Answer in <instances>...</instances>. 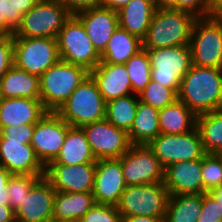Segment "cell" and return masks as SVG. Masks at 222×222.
<instances>
[{"label":"cell","mask_w":222,"mask_h":222,"mask_svg":"<svg viewBox=\"0 0 222 222\" xmlns=\"http://www.w3.org/2000/svg\"><path fill=\"white\" fill-rule=\"evenodd\" d=\"M178 100L196 115L222 109V68L192 65L181 80Z\"/></svg>","instance_id":"cell-1"},{"label":"cell","mask_w":222,"mask_h":222,"mask_svg":"<svg viewBox=\"0 0 222 222\" xmlns=\"http://www.w3.org/2000/svg\"><path fill=\"white\" fill-rule=\"evenodd\" d=\"M197 17L179 9H156L142 48L157 49L189 45Z\"/></svg>","instance_id":"cell-2"},{"label":"cell","mask_w":222,"mask_h":222,"mask_svg":"<svg viewBox=\"0 0 222 222\" xmlns=\"http://www.w3.org/2000/svg\"><path fill=\"white\" fill-rule=\"evenodd\" d=\"M88 75L85 68L62 60L52 65L39 77L40 100L45 110L56 113Z\"/></svg>","instance_id":"cell-3"},{"label":"cell","mask_w":222,"mask_h":222,"mask_svg":"<svg viewBox=\"0 0 222 222\" xmlns=\"http://www.w3.org/2000/svg\"><path fill=\"white\" fill-rule=\"evenodd\" d=\"M105 111L106 102L88 75L56 113L71 127H82L104 120Z\"/></svg>","instance_id":"cell-4"},{"label":"cell","mask_w":222,"mask_h":222,"mask_svg":"<svg viewBox=\"0 0 222 222\" xmlns=\"http://www.w3.org/2000/svg\"><path fill=\"white\" fill-rule=\"evenodd\" d=\"M57 43L62 61L81 66L88 72L101 62L84 25L75 15H71L64 23L57 36Z\"/></svg>","instance_id":"cell-5"},{"label":"cell","mask_w":222,"mask_h":222,"mask_svg":"<svg viewBox=\"0 0 222 222\" xmlns=\"http://www.w3.org/2000/svg\"><path fill=\"white\" fill-rule=\"evenodd\" d=\"M170 194L159 183L127 186L116 205L121 216L165 217Z\"/></svg>","instance_id":"cell-6"},{"label":"cell","mask_w":222,"mask_h":222,"mask_svg":"<svg viewBox=\"0 0 222 222\" xmlns=\"http://www.w3.org/2000/svg\"><path fill=\"white\" fill-rule=\"evenodd\" d=\"M71 15L59 0H39L23 15L13 37L57 38Z\"/></svg>","instance_id":"cell-7"},{"label":"cell","mask_w":222,"mask_h":222,"mask_svg":"<svg viewBox=\"0 0 222 222\" xmlns=\"http://www.w3.org/2000/svg\"><path fill=\"white\" fill-rule=\"evenodd\" d=\"M189 47L192 64L222 68V19L213 16L197 18Z\"/></svg>","instance_id":"cell-8"},{"label":"cell","mask_w":222,"mask_h":222,"mask_svg":"<svg viewBox=\"0 0 222 222\" xmlns=\"http://www.w3.org/2000/svg\"><path fill=\"white\" fill-rule=\"evenodd\" d=\"M151 65V80L172 88L177 94L181 80L192 64L189 45L146 49Z\"/></svg>","instance_id":"cell-9"},{"label":"cell","mask_w":222,"mask_h":222,"mask_svg":"<svg viewBox=\"0 0 222 222\" xmlns=\"http://www.w3.org/2000/svg\"><path fill=\"white\" fill-rule=\"evenodd\" d=\"M14 65L40 77L60 60L57 38L13 37Z\"/></svg>","instance_id":"cell-10"},{"label":"cell","mask_w":222,"mask_h":222,"mask_svg":"<svg viewBox=\"0 0 222 222\" xmlns=\"http://www.w3.org/2000/svg\"><path fill=\"white\" fill-rule=\"evenodd\" d=\"M148 146L164 169L171 164L200 159L206 155L197 127L185 134L160 133Z\"/></svg>","instance_id":"cell-11"},{"label":"cell","mask_w":222,"mask_h":222,"mask_svg":"<svg viewBox=\"0 0 222 222\" xmlns=\"http://www.w3.org/2000/svg\"><path fill=\"white\" fill-rule=\"evenodd\" d=\"M127 186L164 181V168L153 150L146 144H132L120 158Z\"/></svg>","instance_id":"cell-12"},{"label":"cell","mask_w":222,"mask_h":222,"mask_svg":"<svg viewBox=\"0 0 222 222\" xmlns=\"http://www.w3.org/2000/svg\"><path fill=\"white\" fill-rule=\"evenodd\" d=\"M96 160L118 159L132 145L128 132L115 127L106 119L81 127Z\"/></svg>","instance_id":"cell-13"},{"label":"cell","mask_w":222,"mask_h":222,"mask_svg":"<svg viewBox=\"0 0 222 222\" xmlns=\"http://www.w3.org/2000/svg\"><path fill=\"white\" fill-rule=\"evenodd\" d=\"M70 127L55 112H47L35 124L30 145L45 167L56 159Z\"/></svg>","instance_id":"cell-14"},{"label":"cell","mask_w":222,"mask_h":222,"mask_svg":"<svg viewBox=\"0 0 222 222\" xmlns=\"http://www.w3.org/2000/svg\"><path fill=\"white\" fill-rule=\"evenodd\" d=\"M96 162L79 165L48 164L44 177L55 191L92 192Z\"/></svg>","instance_id":"cell-15"},{"label":"cell","mask_w":222,"mask_h":222,"mask_svg":"<svg viewBox=\"0 0 222 222\" xmlns=\"http://www.w3.org/2000/svg\"><path fill=\"white\" fill-rule=\"evenodd\" d=\"M126 187L119 159L96 160L92 194L97 204L116 206Z\"/></svg>","instance_id":"cell-16"},{"label":"cell","mask_w":222,"mask_h":222,"mask_svg":"<svg viewBox=\"0 0 222 222\" xmlns=\"http://www.w3.org/2000/svg\"><path fill=\"white\" fill-rule=\"evenodd\" d=\"M55 193L50 182L41 177L15 211L16 222H51Z\"/></svg>","instance_id":"cell-17"},{"label":"cell","mask_w":222,"mask_h":222,"mask_svg":"<svg viewBox=\"0 0 222 222\" xmlns=\"http://www.w3.org/2000/svg\"><path fill=\"white\" fill-rule=\"evenodd\" d=\"M0 164L11 174L44 175L45 166L30 144L10 141L0 134Z\"/></svg>","instance_id":"cell-18"},{"label":"cell","mask_w":222,"mask_h":222,"mask_svg":"<svg viewBox=\"0 0 222 222\" xmlns=\"http://www.w3.org/2000/svg\"><path fill=\"white\" fill-rule=\"evenodd\" d=\"M202 158L181 161L164 170V185L170 195L204 194Z\"/></svg>","instance_id":"cell-19"},{"label":"cell","mask_w":222,"mask_h":222,"mask_svg":"<svg viewBox=\"0 0 222 222\" xmlns=\"http://www.w3.org/2000/svg\"><path fill=\"white\" fill-rule=\"evenodd\" d=\"M82 22L93 47L101 55L114 30L119 25L118 12L109 8L94 7L75 14Z\"/></svg>","instance_id":"cell-20"},{"label":"cell","mask_w":222,"mask_h":222,"mask_svg":"<svg viewBox=\"0 0 222 222\" xmlns=\"http://www.w3.org/2000/svg\"><path fill=\"white\" fill-rule=\"evenodd\" d=\"M89 75L95 81L105 102L133 94L125 64L100 62Z\"/></svg>","instance_id":"cell-21"},{"label":"cell","mask_w":222,"mask_h":222,"mask_svg":"<svg viewBox=\"0 0 222 222\" xmlns=\"http://www.w3.org/2000/svg\"><path fill=\"white\" fill-rule=\"evenodd\" d=\"M46 113L40 98H0V131L10 125L36 124Z\"/></svg>","instance_id":"cell-22"},{"label":"cell","mask_w":222,"mask_h":222,"mask_svg":"<svg viewBox=\"0 0 222 222\" xmlns=\"http://www.w3.org/2000/svg\"><path fill=\"white\" fill-rule=\"evenodd\" d=\"M155 11L153 0H130L118 11L119 26L143 40Z\"/></svg>","instance_id":"cell-23"},{"label":"cell","mask_w":222,"mask_h":222,"mask_svg":"<svg viewBox=\"0 0 222 222\" xmlns=\"http://www.w3.org/2000/svg\"><path fill=\"white\" fill-rule=\"evenodd\" d=\"M40 98L39 77L13 65L0 79V98Z\"/></svg>","instance_id":"cell-24"},{"label":"cell","mask_w":222,"mask_h":222,"mask_svg":"<svg viewBox=\"0 0 222 222\" xmlns=\"http://www.w3.org/2000/svg\"><path fill=\"white\" fill-rule=\"evenodd\" d=\"M93 162H96V159L92 154L83 129L70 127L59 154L50 164L79 165Z\"/></svg>","instance_id":"cell-25"},{"label":"cell","mask_w":222,"mask_h":222,"mask_svg":"<svg viewBox=\"0 0 222 222\" xmlns=\"http://www.w3.org/2000/svg\"><path fill=\"white\" fill-rule=\"evenodd\" d=\"M158 122L161 134H185L196 128L197 115L177 99L159 110Z\"/></svg>","instance_id":"cell-26"},{"label":"cell","mask_w":222,"mask_h":222,"mask_svg":"<svg viewBox=\"0 0 222 222\" xmlns=\"http://www.w3.org/2000/svg\"><path fill=\"white\" fill-rule=\"evenodd\" d=\"M95 204L92 192L56 191L53 220H80Z\"/></svg>","instance_id":"cell-27"},{"label":"cell","mask_w":222,"mask_h":222,"mask_svg":"<svg viewBox=\"0 0 222 222\" xmlns=\"http://www.w3.org/2000/svg\"><path fill=\"white\" fill-rule=\"evenodd\" d=\"M141 49L142 40L118 25L109 39L107 47L100 55V59L104 63L125 64Z\"/></svg>","instance_id":"cell-28"},{"label":"cell","mask_w":222,"mask_h":222,"mask_svg":"<svg viewBox=\"0 0 222 222\" xmlns=\"http://www.w3.org/2000/svg\"><path fill=\"white\" fill-rule=\"evenodd\" d=\"M159 110L139 101L136 116L128 136L131 144L148 145L160 133Z\"/></svg>","instance_id":"cell-29"},{"label":"cell","mask_w":222,"mask_h":222,"mask_svg":"<svg viewBox=\"0 0 222 222\" xmlns=\"http://www.w3.org/2000/svg\"><path fill=\"white\" fill-rule=\"evenodd\" d=\"M202 208V194L170 195L164 222H197Z\"/></svg>","instance_id":"cell-30"},{"label":"cell","mask_w":222,"mask_h":222,"mask_svg":"<svg viewBox=\"0 0 222 222\" xmlns=\"http://www.w3.org/2000/svg\"><path fill=\"white\" fill-rule=\"evenodd\" d=\"M196 127L206 154H222V109L197 115Z\"/></svg>","instance_id":"cell-31"},{"label":"cell","mask_w":222,"mask_h":222,"mask_svg":"<svg viewBox=\"0 0 222 222\" xmlns=\"http://www.w3.org/2000/svg\"><path fill=\"white\" fill-rule=\"evenodd\" d=\"M139 97L130 94L106 102L105 119L115 127L129 131L136 116Z\"/></svg>","instance_id":"cell-32"},{"label":"cell","mask_w":222,"mask_h":222,"mask_svg":"<svg viewBox=\"0 0 222 222\" xmlns=\"http://www.w3.org/2000/svg\"><path fill=\"white\" fill-rule=\"evenodd\" d=\"M133 94L138 95L151 81V65L148 52L142 48L125 63Z\"/></svg>","instance_id":"cell-33"},{"label":"cell","mask_w":222,"mask_h":222,"mask_svg":"<svg viewBox=\"0 0 222 222\" xmlns=\"http://www.w3.org/2000/svg\"><path fill=\"white\" fill-rule=\"evenodd\" d=\"M139 101L161 110L173 104L178 99V94L169 87L151 80L143 91L138 94Z\"/></svg>","instance_id":"cell-34"},{"label":"cell","mask_w":222,"mask_h":222,"mask_svg":"<svg viewBox=\"0 0 222 222\" xmlns=\"http://www.w3.org/2000/svg\"><path fill=\"white\" fill-rule=\"evenodd\" d=\"M44 175L11 174L8 179V198L10 207L16 211L22 204L32 186Z\"/></svg>","instance_id":"cell-35"},{"label":"cell","mask_w":222,"mask_h":222,"mask_svg":"<svg viewBox=\"0 0 222 222\" xmlns=\"http://www.w3.org/2000/svg\"><path fill=\"white\" fill-rule=\"evenodd\" d=\"M201 175L205 193L222 185V154H206L202 158Z\"/></svg>","instance_id":"cell-36"},{"label":"cell","mask_w":222,"mask_h":222,"mask_svg":"<svg viewBox=\"0 0 222 222\" xmlns=\"http://www.w3.org/2000/svg\"><path fill=\"white\" fill-rule=\"evenodd\" d=\"M21 22L13 0H0V35L13 36Z\"/></svg>","instance_id":"cell-37"},{"label":"cell","mask_w":222,"mask_h":222,"mask_svg":"<svg viewBox=\"0 0 222 222\" xmlns=\"http://www.w3.org/2000/svg\"><path fill=\"white\" fill-rule=\"evenodd\" d=\"M122 216L114 205L95 204L80 222H121Z\"/></svg>","instance_id":"cell-38"},{"label":"cell","mask_w":222,"mask_h":222,"mask_svg":"<svg viewBox=\"0 0 222 222\" xmlns=\"http://www.w3.org/2000/svg\"><path fill=\"white\" fill-rule=\"evenodd\" d=\"M197 222H222V206L208 192L202 194V208Z\"/></svg>","instance_id":"cell-39"},{"label":"cell","mask_w":222,"mask_h":222,"mask_svg":"<svg viewBox=\"0 0 222 222\" xmlns=\"http://www.w3.org/2000/svg\"><path fill=\"white\" fill-rule=\"evenodd\" d=\"M13 53V36L0 35V79L14 65Z\"/></svg>","instance_id":"cell-40"},{"label":"cell","mask_w":222,"mask_h":222,"mask_svg":"<svg viewBox=\"0 0 222 222\" xmlns=\"http://www.w3.org/2000/svg\"><path fill=\"white\" fill-rule=\"evenodd\" d=\"M35 124L10 125L4 127L0 134L10 141H23L25 144H30Z\"/></svg>","instance_id":"cell-41"},{"label":"cell","mask_w":222,"mask_h":222,"mask_svg":"<svg viewBox=\"0 0 222 222\" xmlns=\"http://www.w3.org/2000/svg\"><path fill=\"white\" fill-rule=\"evenodd\" d=\"M176 9L197 18L208 17L211 16V0H176Z\"/></svg>","instance_id":"cell-42"},{"label":"cell","mask_w":222,"mask_h":222,"mask_svg":"<svg viewBox=\"0 0 222 222\" xmlns=\"http://www.w3.org/2000/svg\"><path fill=\"white\" fill-rule=\"evenodd\" d=\"M61 4L72 14L75 15L83 10L100 7L102 0H59Z\"/></svg>","instance_id":"cell-43"},{"label":"cell","mask_w":222,"mask_h":222,"mask_svg":"<svg viewBox=\"0 0 222 222\" xmlns=\"http://www.w3.org/2000/svg\"><path fill=\"white\" fill-rule=\"evenodd\" d=\"M10 176L11 173L0 164V203H3V206H10L7 188Z\"/></svg>","instance_id":"cell-44"},{"label":"cell","mask_w":222,"mask_h":222,"mask_svg":"<svg viewBox=\"0 0 222 222\" xmlns=\"http://www.w3.org/2000/svg\"><path fill=\"white\" fill-rule=\"evenodd\" d=\"M39 0H13L16 6V14L22 19Z\"/></svg>","instance_id":"cell-45"},{"label":"cell","mask_w":222,"mask_h":222,"mask_svg":"<svg viewBox=\"0 0 222 222\" xmlns=\"http://www.w3.org/2000/svg\"><path fill=\"white\" fill-rule=\"evenodd\" d=\"M121 222H164V217L123 216Z\"/></svg>","instance_id":"cell-46"},{"label":"cell","mask_w":222,"mask_h":222,"mask_svg":"<svg viewBox=\"0 0 222 222\" xmlns=\"http://www.w3.org/2000/svg\"><path fill=\"white\" fill-rule=\"evenodd\" d=\"M0 222H16L15 211L10 206L0 203Z\"/></svg>","instance_id":"cell-47"},{"label":"cell","mask_w":222,"mask_h":222,"mask_svg":"<svg viewBox=\"0 0 222 222\" xmlns=\"http://www.w3.org/2000/svg\"><path fill=\"white\" fill-rule=\"evenodd\" d=\"M130 0H102L101 6L118 12L125 7Z\"/></svg>","instance_id":"cell-48"},{"label":"cell","mask_w":222,"mask_h":222,"mask_svg":"<svg viewBox=\"0 0 222 222\" xmlns=\"http://www.w3.org/2000/svg\"><path fill=\"white\" fill-rule=\"evenodd\" d=\"M211 16L222 19V0H211Z\"/></svg>","instance_id":"cell-49"},{"label":"cell","mask_w":222,"mask_h":222,"mask_svg":"<svg viewBox=\"0 0 222 222\" xmlns=\"http://www.w3.org/2000/svg\"><path fill=\"white\" fill-rule=\"evenodd\" d=\"M156 9H176V0H153Z\"/></svg>","instance_id":"cell-50"},{"label":"cell","mask_w":222,"mask_h":222,"mask_svg":"<svg viewBox=\"0 0 222 222\" xmlns=\"http://www.w3.org/2000/svg\"><path fill=\"white\" fill-rule=\"evenodd\" d=\"M208 193H210L214 197V199L217 200L222 206V185L219 187H215Z\"/></svg>","instance_id":"cell-51"},{"label":"cell","mask_w":222,"mask_h":222,"mask_svg":"<svg viewBox=\"0 0 222 222\" xmlns=\"http://www.w3.org/2000/svg\"><path fill=\"white\" fill-rule=\"evenodd\" d=\"M51 222H80L79 220H52Z\"/></svg>","instance_id":"cell-52"}]
</instances>
